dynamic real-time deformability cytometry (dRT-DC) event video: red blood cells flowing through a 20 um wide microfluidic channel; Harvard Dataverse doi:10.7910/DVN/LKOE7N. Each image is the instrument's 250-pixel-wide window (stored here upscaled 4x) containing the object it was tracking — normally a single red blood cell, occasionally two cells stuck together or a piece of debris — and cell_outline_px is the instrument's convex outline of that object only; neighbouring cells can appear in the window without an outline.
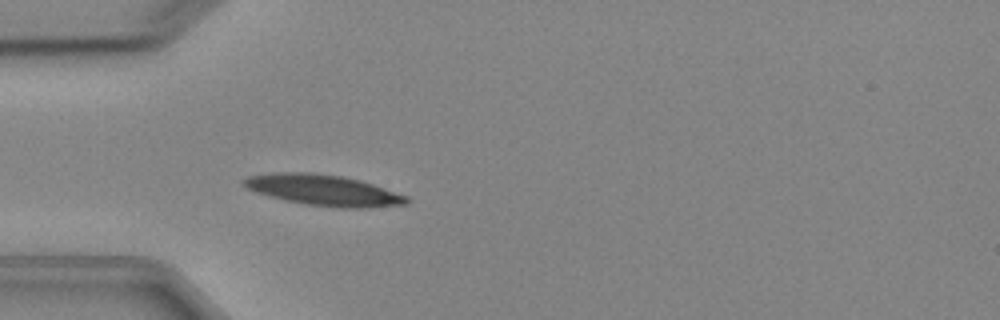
{"species": "Egyptian fruit bat (a non-hibernating species)", "species_latin": "Rousettus aegyptiacus", "temperature_condition": "cold", "stored_images_in_passage": 5, "camera_frame_rate_fps": 3000, "um_per_image_px": 0.085, "animal": {"sex": "female"}, "frame": {"image": 1, "passage_image": 5, "time_ms": 4.667, "image_size_px": [1000, 320], "cell_outline_px": [[408, 204], [368, 208], [336, 208], [304, 204], [284, 200], [268, 196], [256, 192], [248, 188], [240, 180], [248, 176], [276, 172], [312, 172], [340, 176], [360, 180], [408, 196]], "centroid_in_image_um": [27.49, 16.17], "position_along_channel_um": 57.5, "area_um2": 29.42}}